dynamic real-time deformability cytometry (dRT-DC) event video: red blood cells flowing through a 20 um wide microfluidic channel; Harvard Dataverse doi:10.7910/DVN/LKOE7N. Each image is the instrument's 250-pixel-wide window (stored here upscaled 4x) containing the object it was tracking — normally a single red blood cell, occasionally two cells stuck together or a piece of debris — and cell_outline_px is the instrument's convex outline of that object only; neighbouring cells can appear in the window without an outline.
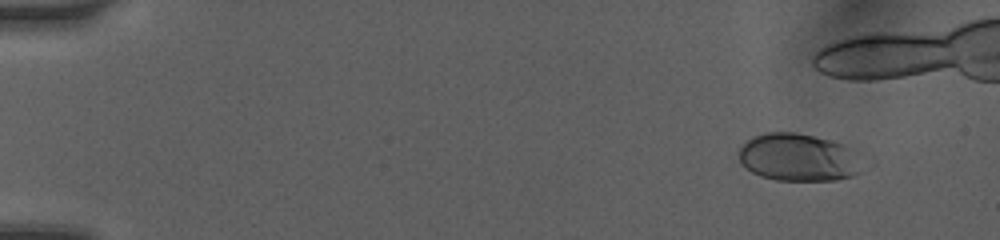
{"species": "human", "species_latin": "Homo sapiens", "temperature_condition": "room temperature", "stored_images_in_passage": 8, "camera_frame_rate_fps": 3000, "um_per_image_px": 0.085, "donor": {"sex": "female"}, "frame": {"image": 1, "passage_image": 2, "time_ms": 0.667, "image_size_px": [1000, 240], "cell_outline_px": [[876, 164], [852, 176], [836, 180], [776, 180], [760, 176], [744, 168], [740, 164], [736, 152], [752, 136], [764, 132], [796, 132], [844, 144], [856, 148], [872, 156], [876, 160]], "centroid_in_image_um": [68.11, 13.39], "position_along_channel_um": 16.9, "area_um2": 36.47}}
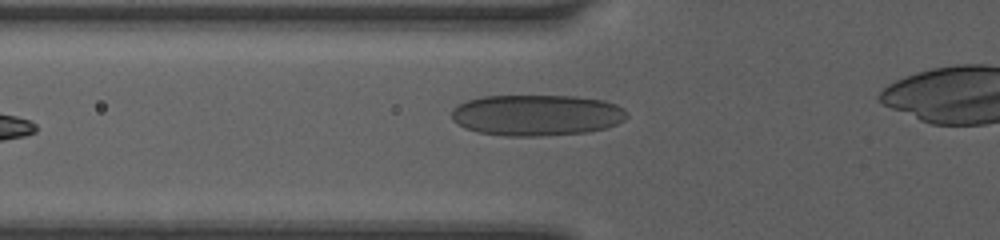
{"frame": {"image": 2, "passage_image": 8, "time_ms": 6.667, "image_size_px": [1000, 240], "cell_outline_px": [[628, 116], [624, 120], [616, 124], [604, 128], [588, 132], [540, 136], [504, 136], [480, 132], [464, 128], [452, 120], [452, 108], [468, 100], [480, 96], [576, 96], [604, 100], [616, 104], [624, 108], [628, 112]], "centroid_in_image_um": [45.63, 9.78], "position_along_channel_um": 80.2, "area_um2": 42.19}}